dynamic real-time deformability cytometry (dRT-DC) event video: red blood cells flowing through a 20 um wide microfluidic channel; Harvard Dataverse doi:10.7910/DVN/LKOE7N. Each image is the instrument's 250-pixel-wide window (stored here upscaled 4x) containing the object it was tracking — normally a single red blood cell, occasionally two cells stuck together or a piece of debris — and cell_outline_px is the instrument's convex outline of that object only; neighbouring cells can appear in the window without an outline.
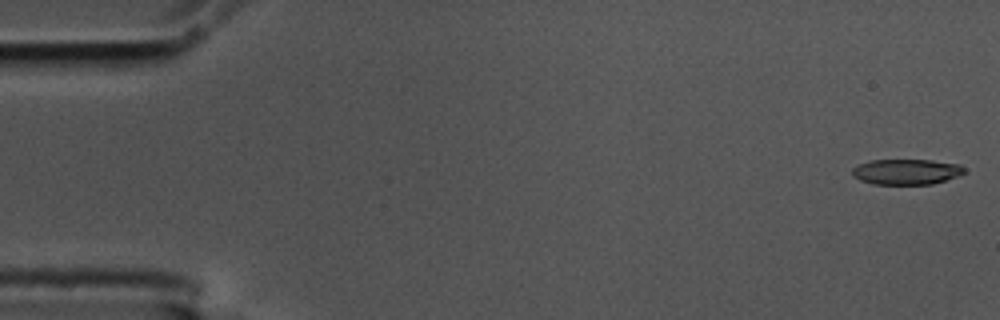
{"species": "common noctule bat (a hibernating species)", "species_latin": "Nyctalus noctula", "temperature_condition": "cold", "stored_images_in_passage": 56, "camera_frame_rate_fps": 3000, "um_per_image_px": 0.085, "animal": {"sex": "male", "body_mass_g": 17.5, "forearm_length_mm": 52.3}, "frame": {"image": 1, "passage_image": 1, "time_ms": 0.0, "image_size_px": [1000, 320], "cell_outline_px": [[964, 172], [956, 176], [932, 184], [872, 184], [860, 180], [852, 176], [852, 168], [860, 164], [872, 160], [932, 160], [960, 164], [964, 168]], "centroid_in_image_um": [77.01, 14.6], "position_along_channel_um": 8.0, "area_um2": 16.53}}
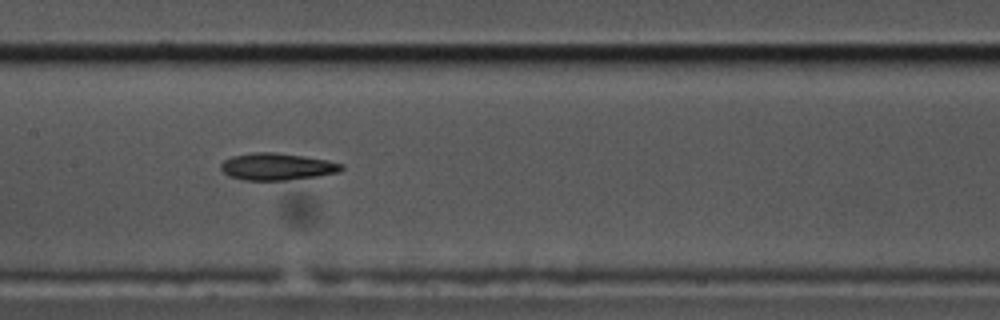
{"frame": {"image": 2, "passage_image": 27, "time_ms": 8.667, "image_size_px": [1000, 320], "cell_outline_px": [[344, 168], [340, 172], [316, 176], [284, 180], [244, 180], [228, 176], [220, 168], [220, 164], [224, 160], [232, 156], [252, 152], [272, 152], [328, 160], [344, 164]], "centroid_in_image_um": [23.53, 14.16], "position_along_channel_um": 183.9, "area_um2": 18.9}}
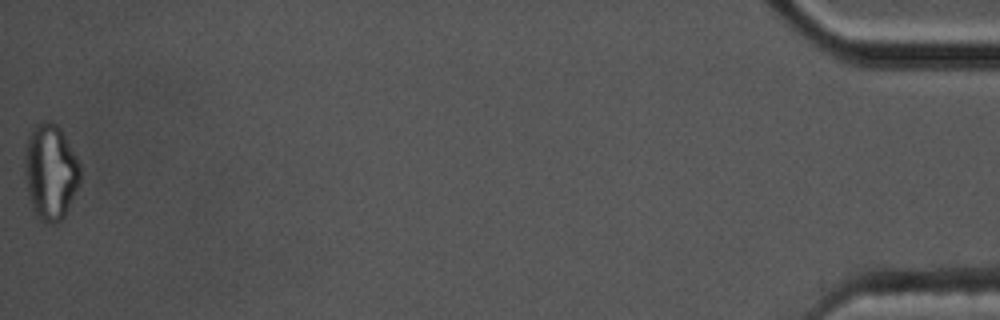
{"frame": {"image": 3, "passage_image": 56, "time_ms": 18.333, "image_size_px": [1000, 320], "cell_outline_px": [[80, 180], [64, 216], [60, 220], [52, 224], [48, 224], [40, 220], [36, 216], [32, 208], [28, 192], [24, 172], [24, 148], [28, 136], [32, 128], [36, 124], [44, 120], [48, 120], [56, 124], [60, 128], [80, 164]], "centroid_in_image_um": [4.26, 14.59], "position_along_channel_um": 430.9, "area_um2": 30.92}, "authors_computed_cell_mechanics": {"area_um2": 18.6983, "velocity_mm_per_s": 3.5815, "shape_relaxation_time_tau1_ms": null, "shape_relaxation_time_tau2_ms": 10.4738, "deformation_change_tau1": null, "deformation_change_tau2": 0.2329}}